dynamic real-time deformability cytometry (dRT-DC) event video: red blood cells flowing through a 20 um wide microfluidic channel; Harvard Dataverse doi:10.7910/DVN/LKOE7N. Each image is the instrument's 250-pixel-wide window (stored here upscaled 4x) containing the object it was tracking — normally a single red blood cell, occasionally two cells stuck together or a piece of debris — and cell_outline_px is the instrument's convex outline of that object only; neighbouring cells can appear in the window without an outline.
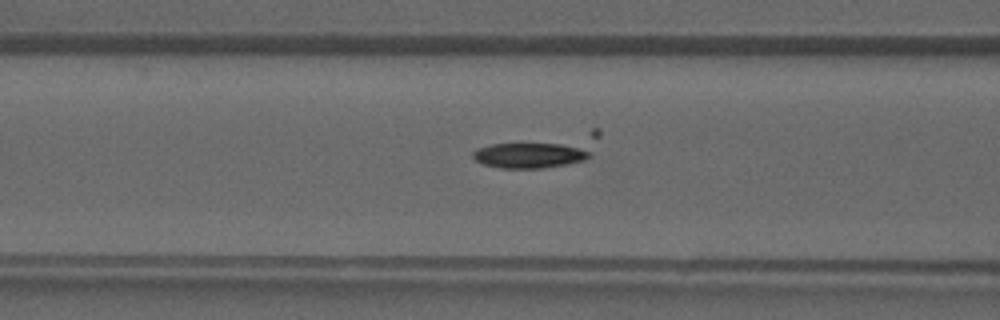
{"species": "common noctule bat (a hibernating species)", "species_latin": "Nyctalus noctula", "temperature_condition": "warm", "stored_images_in_passage": 41, "camera_frame_rate_fps": 3000, "um_per_image_px": 0.085, "animal": {"sex": "male", "forearm_length_mm": 52.5}, "frame": {"image": 1, "passage_image": 17, "time_ms": 5.333, "image_size_px": [1000, 320], "cell_outline_px": [[592, 156], [584, 160], [568, 164], [544, 168], [500, 168], [484, 164], [476, 160], [472, 156], [472, 152], [476, 148], [492, 144], [560, 144], [588, 148]], "centroid_in_image_um": [45.03, 13.2], "position_along_channel_um": 121.6, "area_um2": 17.28}}
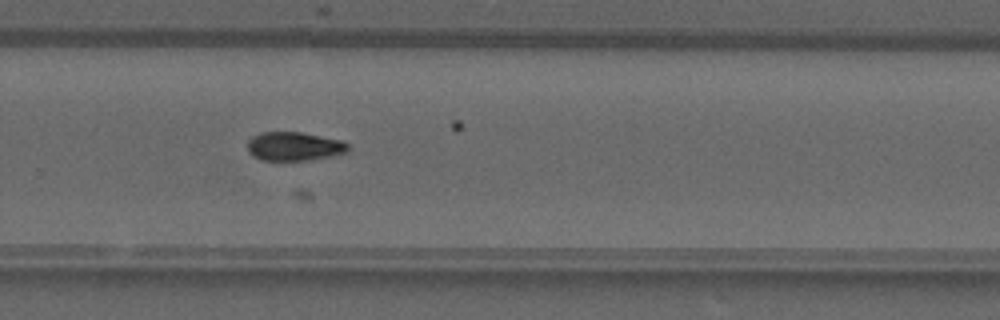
{"frame": {"image": 2, "passage_image": 28, "time_ms": 9.0, "image_size_px": [1000, 320], "cell_outline_px": [[348, 152], [332, 156], [308, 160], [260, 160], [252, 156], [248, 152], [248, 140], [252, 136], [260, 132], [300, 132], [344, 140], [348, 144]], "centroid_in_image_um": [25.0, 12.44], "position_along_channel_um": 304.8, "area_um2": 17.05}}
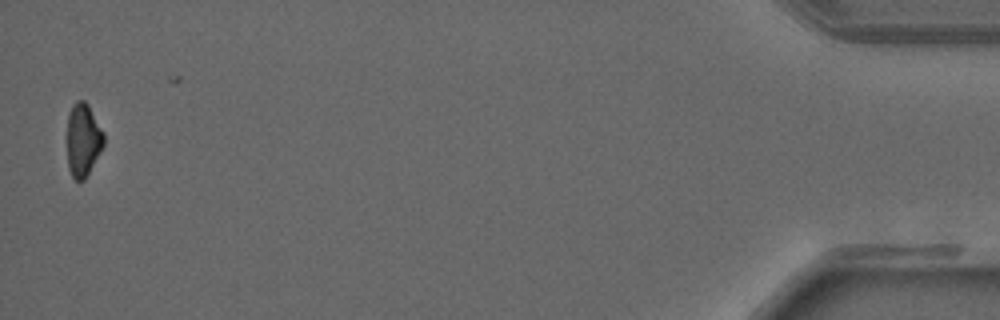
{"frame": {"image": 3, "passage_image": 41, "time_ms": 13.333, "image_size_px": [1000, 320], "cell_outline_px": [[104, 144], [100, 152], [84, 180], [76, 180], [72, 176], [68, 168], [64, 136], [68, 112], [72, 104], [76, 100], [84, 100], [88, 104], [104, 132]], "centroid_in_image_um": [6.99, 11.85], "position_along_channel_um": 428.2, "area_um2": 16.36}}